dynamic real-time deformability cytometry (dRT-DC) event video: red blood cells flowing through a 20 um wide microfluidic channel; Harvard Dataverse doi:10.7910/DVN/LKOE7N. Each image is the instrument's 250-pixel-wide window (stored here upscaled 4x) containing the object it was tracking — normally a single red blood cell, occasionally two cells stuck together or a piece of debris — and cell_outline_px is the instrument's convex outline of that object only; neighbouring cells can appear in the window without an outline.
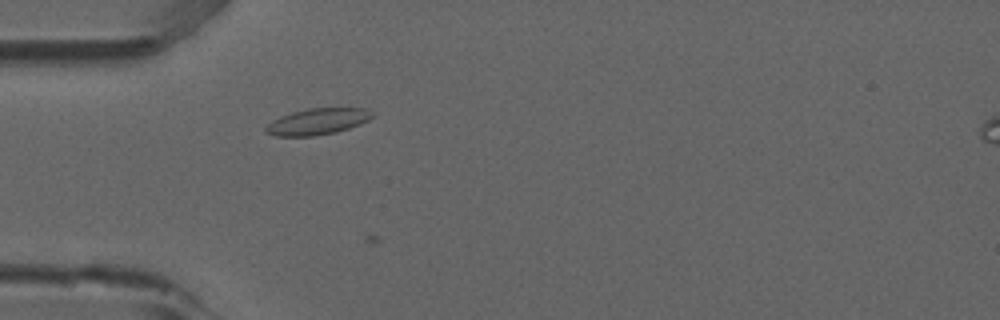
{"species": "common noctule bat (a hibernating species)", "species_latin": "Nyctalus noctula", "temperature_condition": "room temperature", "stored_images_in_passage": 4, "camera_frame_rate_fps": 3000, "um_per_image_px": 0.085, "animal": {"sex": "male", "forearm_length_mm": 52.5}, "frame": {"image": 1, "passage_image": 4, "time_ms": 1.0, "image_size_px": [1000, 320], "cell_outline_px": [[372, 116], [368, 120], [360, 124], [336, 132], [312, 136], [276, 136], [264, 132], [264, 128], [272, 120], [280, 116], [292, 112], [308, 108], [364, 108], [372, 112]], "centroid_in_image_um": [26.94, 10.33], "position_along_channel_um": 58.1, "area_um2": 16.24}}